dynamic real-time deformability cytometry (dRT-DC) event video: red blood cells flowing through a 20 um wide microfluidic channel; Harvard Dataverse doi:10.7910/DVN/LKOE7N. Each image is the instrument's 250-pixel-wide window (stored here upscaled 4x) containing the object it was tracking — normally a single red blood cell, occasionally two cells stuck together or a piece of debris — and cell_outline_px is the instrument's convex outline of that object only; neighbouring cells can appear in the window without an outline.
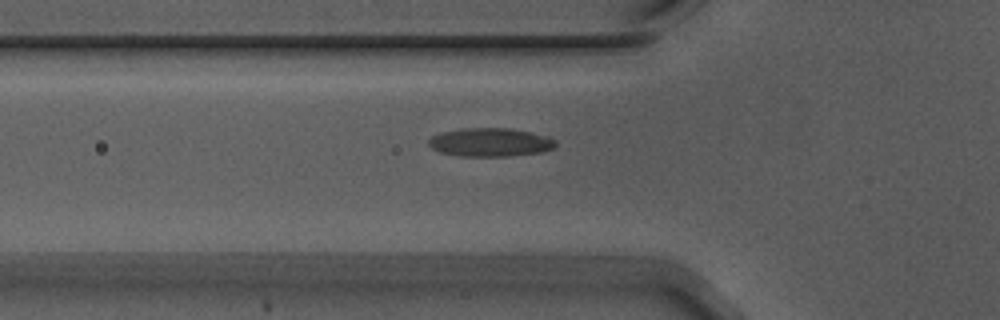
{"species": "Egyptian fruit bat (a non-hibernating species)", "species_latin": "Rousettus aegyptiacus", "temperature_condition": "warm", "stored_images_in_passage": 33, "camera_frame_rate_fps": 3000, "um_per_image_px": 0.085, "animal": {"sex": "male"}, "frame": {"image": 1, "passage_image": 3, "time_ms": 0.667, "image_size_px": [1000, 320], "cell_outline_px": [[556, 144], [552, 148], [540, 152], [508, 156], [460, 156], [440, 152], [432, 148], [428, 144], [428, 140], [432, 136], [444, 132], [464, 128], [508, 128], [548, 136], [556, 140]], "centroid_in_image_um": [41.66, 12.09], "position_along_channel_um": 84.1, "area_um2": 20.87}}
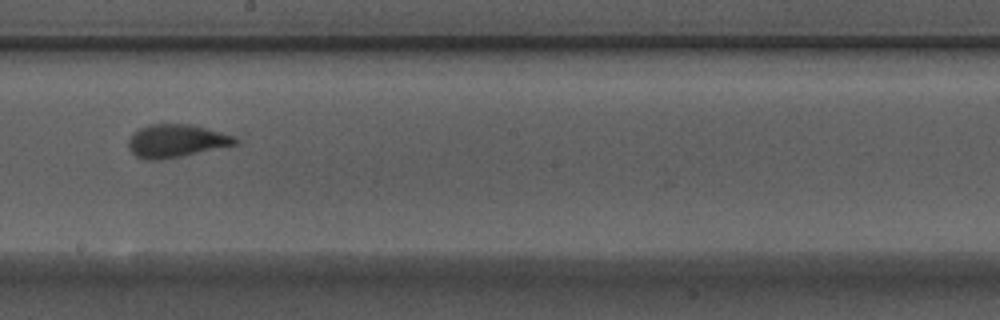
{"frame": {"image": 2, "passage_image": 15, "time_ms": 4.667, "image_size_px": [1000, 320], "cell_outline_px": [[240, 140], [236, 144], [180, 156], [160, 160], [144, 160], [136, 156], [128, 148], [128, 140], [132, 132], [148, 124], [188, 124], [236, 136]], "centroid_in_image_um": [14.93, 11.97], "position_along_channel_um": 233.3, "area_um2": 20.4}}
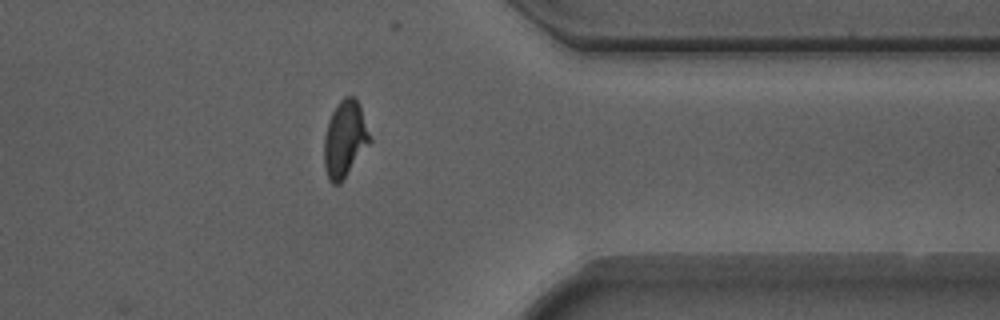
{"frame": {"image": 3, "passage_image": 28, "time_ms": 9.0, "image_size_px": [1000, 320], "cell_outline_px": [[372, 140], [340, 184], [332, 184], [328, 180], [324, 164], [324, 136], [328, 120], [336, 104], [344, 96], [356, 96], [360, 104]], "centroid_in_image_um": [29.31, 11.79], "position_along_channel_um": 382.1, "area_um2": 20.58}, "authors_computed_cell_mechanics": {"area_um2": 20.23, "velocity_mm_per_s": 3.7108, "shape_relaxation_time_tau1_ms": 3.7253, "shape_relaxation_time_tau2_ms": 1.4683, "deformation_change_tau1": 0.176, "deformation_change_tau2": 0.0972}}